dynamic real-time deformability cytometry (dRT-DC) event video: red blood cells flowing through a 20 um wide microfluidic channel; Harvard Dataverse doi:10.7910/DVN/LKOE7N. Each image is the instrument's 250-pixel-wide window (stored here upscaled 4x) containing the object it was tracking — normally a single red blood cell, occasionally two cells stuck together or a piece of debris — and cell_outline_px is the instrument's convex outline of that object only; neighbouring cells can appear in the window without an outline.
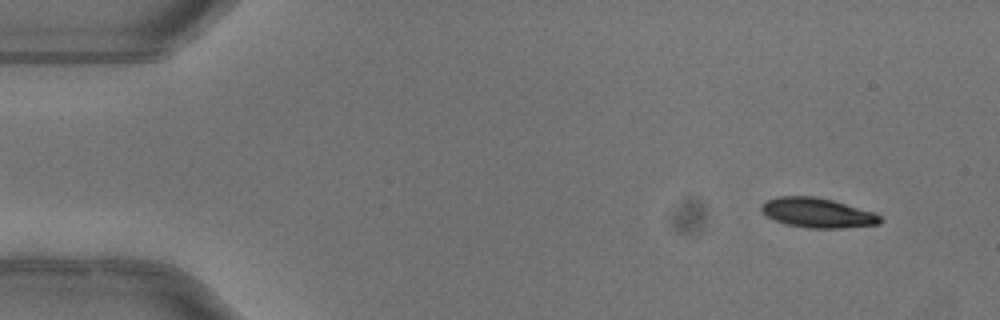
{"species": "common noctule bat (a hibernating species)", "species_latin": "Nyctalus noctula", "temperature_condition": "warm", "stored_images_in_passage": 5, "camera_frame_rate_fps": 3000, "um_per_image_px": 0.085, "animal": {"sex": "female"}, "frame": {"image": 1, "passage_image": 1, "time_ms": 0.0, "image_size_px": [1000, 320], "cell_outline_px": [[884, 220], [880, 224], [840, 228], [808, 228], [788, 224], [776, 220], [768, 216], [760, 208], [760, 204], [764, 200], [780, 196], [816, 196], [832, 200], [876, 212]], "centroid_in_image_um": [69.52, 18.08], "position_along_channel_um": 15.5, "area_um2": 20.63}}
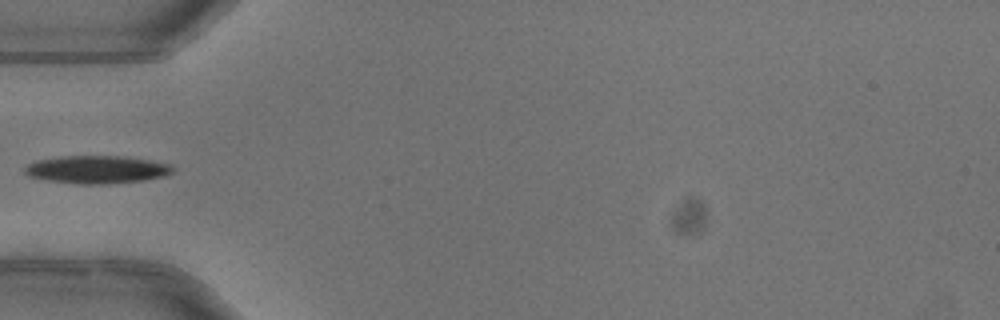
{"frame": {"image": 2, "passage_image": 4, "time_ms": 1.0, "image_size_px": [1000, 320], "cell_outline_px": [[172, 172], [160, 176], [144, 180], [108, 184], [80, 184], [48, 180], [28, 176], [24, 172], [24, 168], [28, 164], [36, 160], [60, 156], [124, 156], [148, 160], [168, 164], [172, 168]], "centroid_in_image_um": [8.16, 14.4], "position_along_channel_um": 76.8, "area_um2": 23.76}}